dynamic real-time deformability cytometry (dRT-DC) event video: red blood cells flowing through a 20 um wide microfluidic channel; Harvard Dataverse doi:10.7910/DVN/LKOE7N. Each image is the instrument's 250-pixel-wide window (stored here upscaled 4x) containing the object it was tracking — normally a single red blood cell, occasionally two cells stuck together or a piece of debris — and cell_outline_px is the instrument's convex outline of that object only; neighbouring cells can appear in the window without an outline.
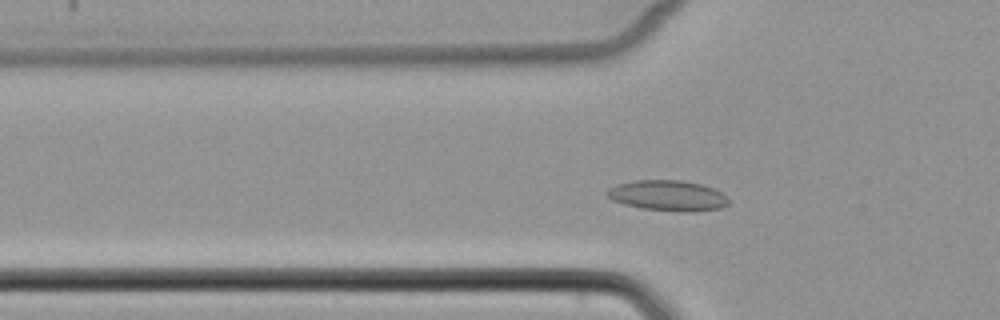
{"species": "common noctule bat (a hibernating species)", "species_latin": "Nyctalus noctula", "temperature_condition": "cold", "stored_images_in_passage": 46, "camera_frame_rate_fps": 3000, "um_per_image_px": 0.085, "animal": {"sex": "female", "body_mass_g": 22.7, "forearm_length_mm": 54.2}, "frame": {"image": 1, "passage_image": 11, "time_ms": 3.333, "image_size_px": [1000, 320], "cell_outline_px": [[728, 204], [720, 208], [692, 212], [680, 212], [640, 208], [624, 204], [612, 200], [604, 192], [608, 188], [616, 184], [636, 180], [680, 180], [700, 184], [724, 192], [728, 196]], "centroid_in_image_um": [56.76, 16.63], "position_along_channel_um": 69.0, "area_um2": 21.85}}
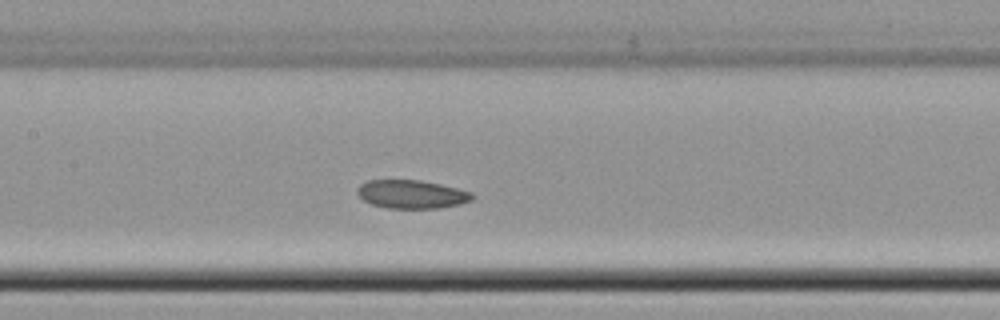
{"frame": {"image": 2, "passage_image": 19, "time_ms": 6.0, "image_size_px": [1000, 320], "cell_outline_px": [[476, 196], [472, 200], [460, 204], [440, 208], [388, 208], [372, 204], [364, 200], [356, 192], [356, 188], [360, 184], [368, 180], [420, 180], [440, 184], [472, 192]], "centroid_in_image_um": [35.0, 16.51], "position_along_channel_um": 172.4, "area_um2": 19.07}}
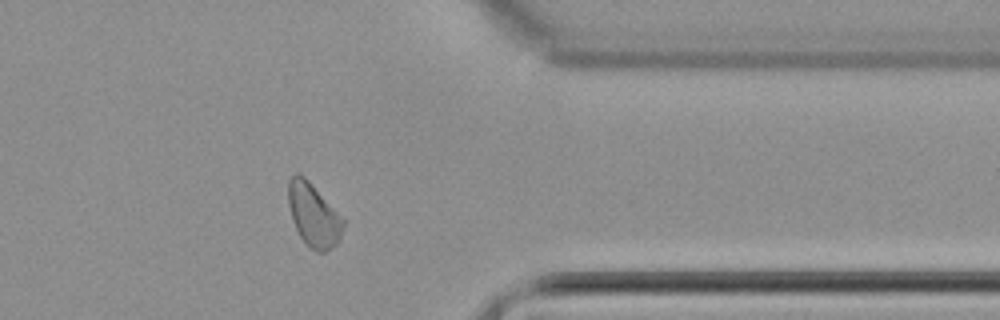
{"frame": {"image": 3, "passage_image": 36, "time_ms": 11.667, "image_size_px": [1000, 320], "cell_outline_px": [[344, 224], [340, 240], [332, 248], [324, 252], [316, 252], [308, 248], [304, 244], [292, 220], [288, 204], [288, 180], [296, 172], [304, 176], [308, 180], [344, 220]], "centroid_in_image_um": [26.63, 18.31], "position_along_channel_um": 384.8, "area_um2": 20.23}}